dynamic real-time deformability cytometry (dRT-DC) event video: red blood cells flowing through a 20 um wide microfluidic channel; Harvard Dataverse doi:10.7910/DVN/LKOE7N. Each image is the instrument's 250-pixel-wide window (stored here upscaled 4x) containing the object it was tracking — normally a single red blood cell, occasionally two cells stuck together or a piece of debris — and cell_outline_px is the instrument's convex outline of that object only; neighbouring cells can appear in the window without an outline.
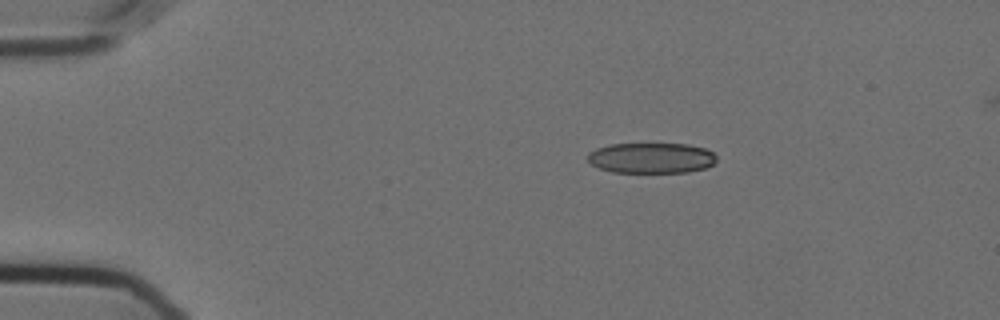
{"species": "Egyptian fruit bat (a non-hibernating species)", "species_latin": "Rousettus aegyptiacus", "temperature_condition": "cold", "stored_images_in_passage": 47, "camera_frame_rate_fps": 3000, "um_per_image_px": 0.085, "animal": {"sex": "female"}, "frame": {"image": 1, "passage_image": 1, "time_ms": 0.0, "image_size_px": [1000, 320], "cell_outline_px": [[716, 160], [712, 164], [704, 168], [688, 172], [612, 172], [600, 168], [592, 164], [588, 160], [588, 152], [596, 148], [612, 144], [688, 144], [704, 148], [712, 152], [716, 156]], "centroid_in_image_um": [55.35, 13.42], "position_along_channel_um": 29.6, "area_um2": 22.77}}
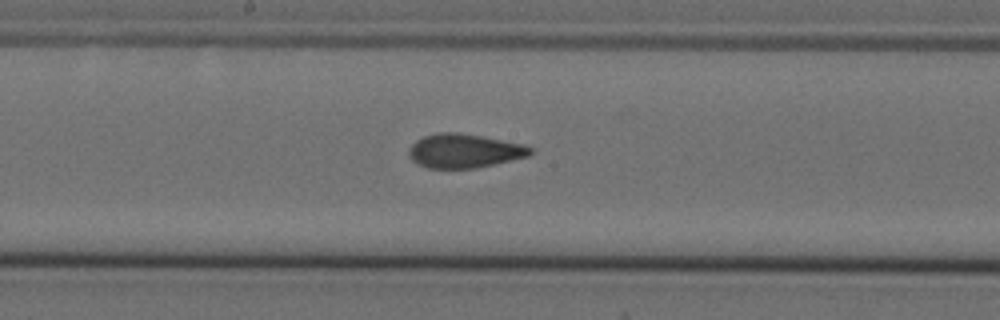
{"frame": {"image": 2, "passage_image": 21, "time_ms": 6.667, "image_size_px": [1000, 320], "cell_outline_px": [[532, 152], [528, 156], [476, 168], [428, 168], [412, 160], [408, 152], [412, 144], [416, 140], [424, 136], [440, 132], [456, 132], [480, 136], [524, 144], [532, 148]], "centroid_in_image_um": [39.46, 12.82], "position_along_channel_um": 208.7, "area_um2": 23.76}}
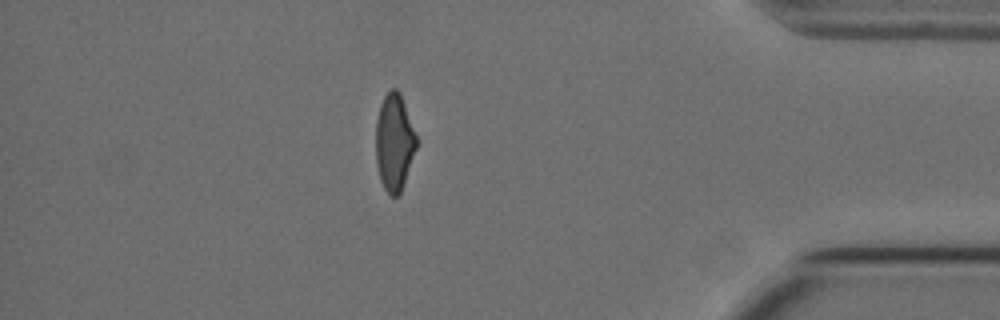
{"frame": {"image": 3, "passage_image": 40, "time_ms": 13.0, "image_size_px": [1000, 320], "cell_outline_px": [[416, 148], [400, 192], [396, 196], [388, 196], [380, 180], [376, 164], [376, 120], [380, 104], [384, 96], [392, 88], [396, 88], [400, 92], [416, 136]], "centroid_in_image_um": [33.48, 12.09], "position_along_channel_um": 401.7, "area_um2": 22.66}, "authors_computed_cell_mechanics": {"area_um2": 24.2182, "velocity_mm_per_s": 3.6079, "shape_relaxation_time_tau1_ms": 10.2916, "shape_relaxation_time_tau2_ms": 1.5635, "deformation_change_tau1": 0.2274, "deformation_change_tau2": 0.0784}}